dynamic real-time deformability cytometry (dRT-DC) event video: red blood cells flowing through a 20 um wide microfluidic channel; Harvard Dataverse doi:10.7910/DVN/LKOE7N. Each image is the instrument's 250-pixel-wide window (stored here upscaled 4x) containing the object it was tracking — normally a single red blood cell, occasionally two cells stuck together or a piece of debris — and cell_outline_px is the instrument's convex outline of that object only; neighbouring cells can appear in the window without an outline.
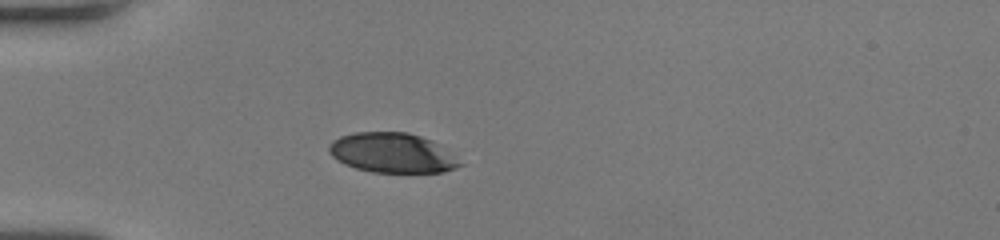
{"species": "human", "species_latin": "Homo sapiens", "temperature_condition": "room temperature", "stored_images_in_passage": 26, "camera_frame_rate_fps": 3000, "um_per_image_px": 0.085, "donor": {"sex": "female"}, "frame": {"image": 1, "passage_image": 1, "time_ms": 0.0, "image_size_px": [1000, 240], "cell_outline_px": [[444, 168], [432, 172], [388, 172], [368, 168], [352, 136], [380, 132], [392, 132], [412, 136]], "centroid_in_image_um": [33.58, 13.02], "position_along_channel_um": 51.4, "area_um2": 18.5}}
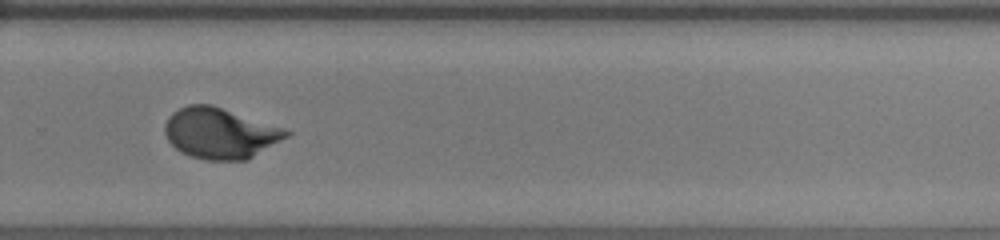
{"frame": {"image": 2, "passage_image": 22, "time_ms": 7.0, "image_size_px": [1000, 240], "cell_outline_px": [[276, 136], [244, 156], [208, 156], [200, 152], [204, 108], [212, 108]], "centroid_in_image_um": [19.5, 11.51], "position_along_channel_um": 310.3, "area_um2": 16.82}}
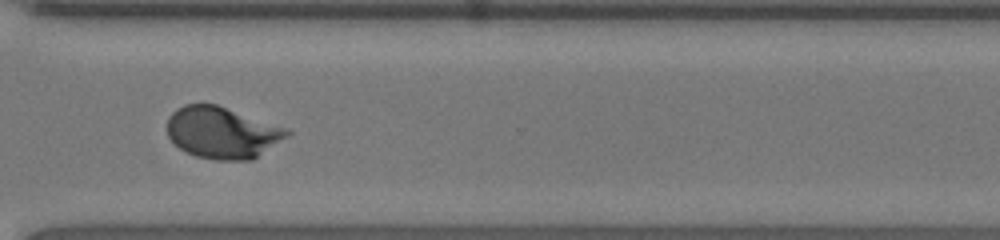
{"frame": {"image": 3, "passage_image": 25, "time_ms": 8.0, "image_size_px": [1000, 240], "cell_outline_px": [[272, 136], [252, 156], [212, 156], [196, 152], [180, 144], [176, 140], [212, 108], [220, 108], [228, 112]], "centroid_in_image_um": [18.99, 11.53], "position_along_channel_um": 351.6, "area_um2": 20.92}}